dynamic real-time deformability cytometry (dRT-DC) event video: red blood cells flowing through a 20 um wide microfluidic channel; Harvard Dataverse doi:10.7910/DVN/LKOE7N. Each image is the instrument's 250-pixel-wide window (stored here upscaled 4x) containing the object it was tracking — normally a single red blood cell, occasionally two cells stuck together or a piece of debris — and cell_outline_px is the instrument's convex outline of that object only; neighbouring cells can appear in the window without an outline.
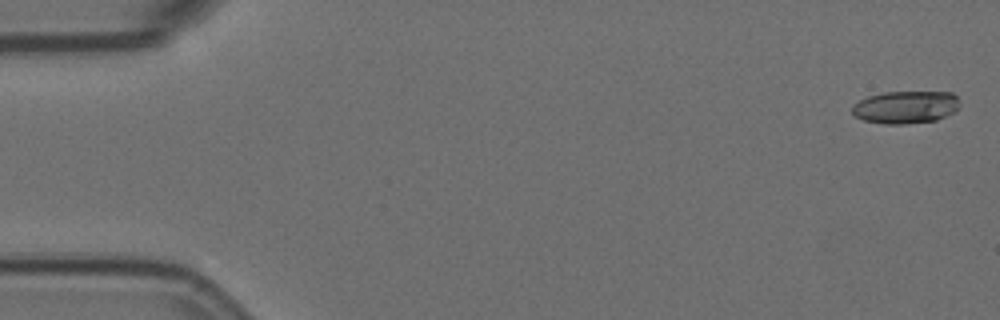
{"species": "Egyptian fruit bat (a non-hibernating species)", "species_latin": "Rousettus aegyptiacus", "temperature_condition": "room temperature", "stored_images_in_passage": 5, "camera_frame_rate_fps": 3000, "um_per_image_px": 0.085, "animal": {"sex": "female"}, "frame": {"image": 1, "passage_image": 1, "time_ms": 0.0, "image_size_px": [1000, 320], "cell_outline_px": [[960, 108], [956, 112], [936, 120], [904, 124], [884, 124], [864, 120], [856, 116], [852, 112], [852, 104], [868, 96], [884, 92], [952, 92], [956, 96], [960, 104]], "centroid_in_image_um": [77.01, 9.11], "position_along_channel_um": 8.0, "area_um2": 20.58}}
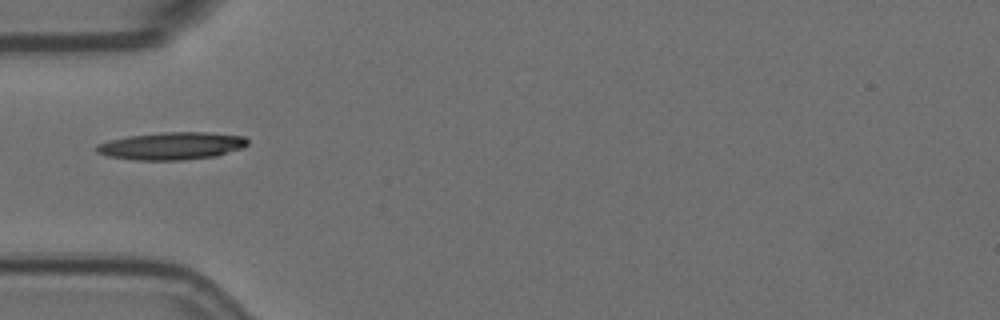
{"frame": {"image": 2, "passage_image": 5, "time_ms": 1.333, "image_size_px": [1000, 320], "cell_outline_px": [[248, 144], [240, 148], [216, 156], [184, 160], [132, 160], [108, 156], [96, 152], [96, 144], [128, 136], [164, 132], [208, 132], [244, 136], [248, 140]], "centroid_in_image_um": [14.59, 12.4], "position_along_channel_um": 70.4, "area_um2": 24.16}}